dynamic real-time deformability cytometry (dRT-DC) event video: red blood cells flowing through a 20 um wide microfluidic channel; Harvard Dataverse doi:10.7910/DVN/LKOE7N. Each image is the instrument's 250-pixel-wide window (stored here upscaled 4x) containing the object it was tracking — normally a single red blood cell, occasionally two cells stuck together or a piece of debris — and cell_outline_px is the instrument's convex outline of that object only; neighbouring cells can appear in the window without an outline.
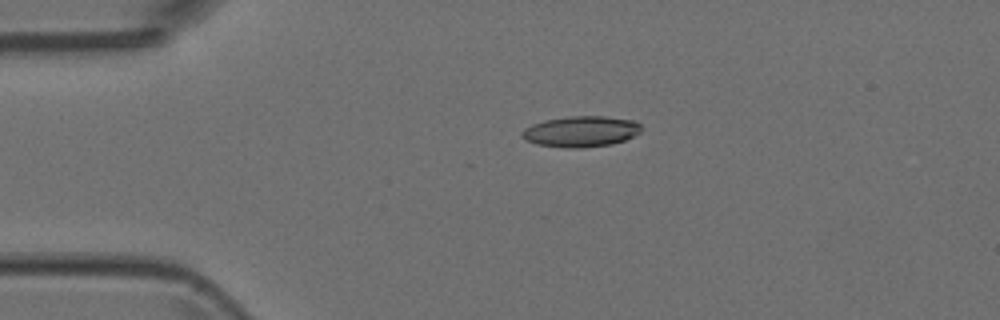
{"species": "Egyptian fruit bat (a non-hibernating species)", "species_latin": "Rousettus aegyptiacus", "temperature_condition": "room temperature", "stored_images_in_passage": 2, "camera_frame_rate_fps": 3000, "um_per_image_px": 0.085, "animal": {"sex": "female"}, "frame": {"image": 1, "passage_image": 1, "time_ms": 0.0, "image_size_px": [1000, 320], "cell_outline_px": [[640, 132], [624, 140], [612, 144], [580, 148], [564, 148], [536, 144], [524, 140], [520, 136], [520, 132], [524, 128], [532, 124], [544, 120], [568, 116], [604, 116], [636, 120], [640, 124]], "centroid_in_image_um": [49.33, 11.17], "position_along_channel_um": 35.7, "area_um2": 21.68}}